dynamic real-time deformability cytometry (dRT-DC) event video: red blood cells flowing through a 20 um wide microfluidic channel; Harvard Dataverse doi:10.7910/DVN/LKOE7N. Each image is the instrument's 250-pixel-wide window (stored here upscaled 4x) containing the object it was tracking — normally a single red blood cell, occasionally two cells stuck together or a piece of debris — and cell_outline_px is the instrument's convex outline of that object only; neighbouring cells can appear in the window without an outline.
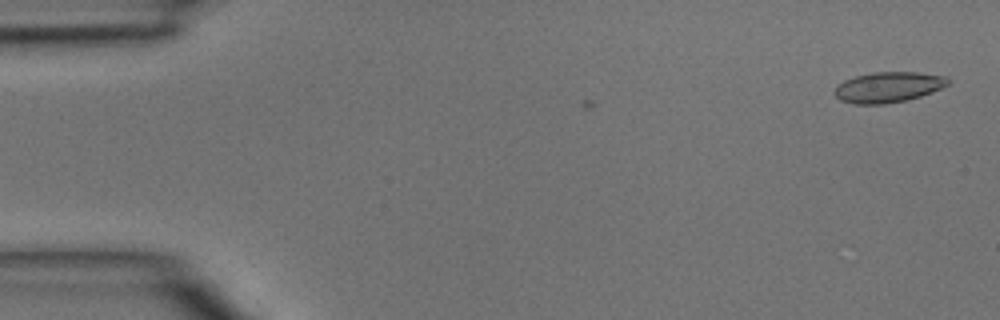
{"species": "common noctule bat (a hibernating species)", "species_latin": "Nyctalus noctula", "temperature_condition": "room temperature", "stored_images_in_passage": 4, "camera_frame_rate_fps": 3000, "um_per_image_px": 0.085, "animal": {"sex": "male", "body_mass_g": 15.6}, "frame": {"image": 1, "passage_image": 1, "time_ms": 0.0, "image_size_px": [1000, 320], "cell_outline_px": [[948, 84], [940, 88], [920, 96], [904, 100], [884, 104], [856, 104], [840, 100], [836, 96], [836, 88], [844, 80], [856, 76], [872, 72], [916, 72], [948, 76]], "centroid_in_image_um": [75.51, 7.4], "position_along_channel_um": 9.5, "area_um2": 19.83}}